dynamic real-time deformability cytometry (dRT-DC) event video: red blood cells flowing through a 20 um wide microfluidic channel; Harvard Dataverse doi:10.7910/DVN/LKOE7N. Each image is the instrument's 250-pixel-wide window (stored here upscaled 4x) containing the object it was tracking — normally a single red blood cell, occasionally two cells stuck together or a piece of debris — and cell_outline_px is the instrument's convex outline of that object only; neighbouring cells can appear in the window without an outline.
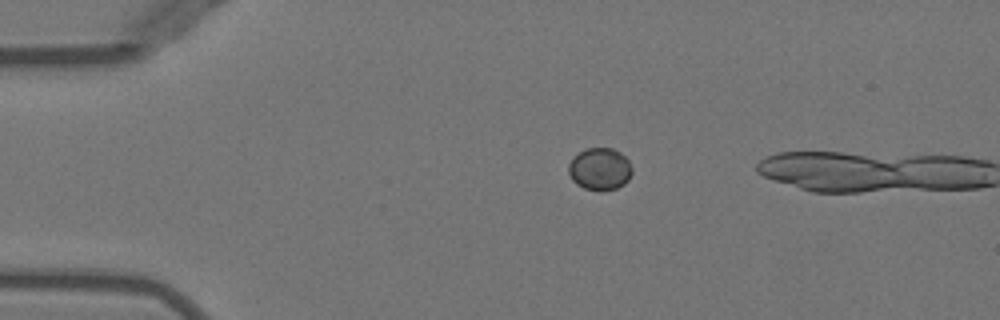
{"species": "Egyptian fruit bat (a non-hibernating species)", "species_latin": "Rousettus aegyptiacus", "temperature_condition": "warm", "stored_images_in_passage": 9, "camera_frame_rate_fps": 3000, "um_per_image_px": 0.085, "animal": {"sex": "female"}, "frame": {"image": 1, "passage_image": 7, "time_ms": 2.0, "image_size_px": [1000, 320], "cell_outline_px": [[632, 172], [628, 180], [624, 184], [616, 188], [600, 192], [584, 188], [576, 184], [572, 180], [568, 172], [568, 164], [580, 152], [588, 148], [612, 148], [620, 152], [628, 160], [632, 168]], "centroid_in_image_um": [50.99, 14.39], "position_along_channel_um": 34.0, "area_um2": 15.66}}